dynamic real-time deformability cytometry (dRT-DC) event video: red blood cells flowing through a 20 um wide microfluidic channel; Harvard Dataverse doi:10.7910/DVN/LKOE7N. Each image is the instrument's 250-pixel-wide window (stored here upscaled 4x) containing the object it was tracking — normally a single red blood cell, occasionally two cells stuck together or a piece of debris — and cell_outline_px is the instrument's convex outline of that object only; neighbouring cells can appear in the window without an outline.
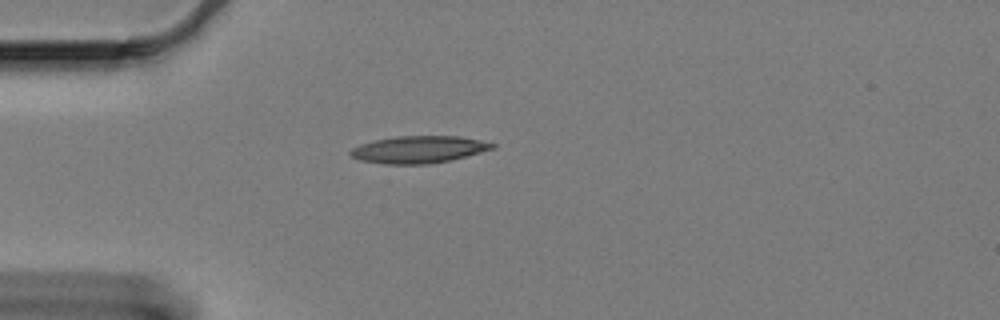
{"species": "Egyptian fruit bat (a non-hibernating species)", "species_latin": "Rousettus aegyptiacus", "temperature_condition": "cold", "stored_images_in_passage": 14, "camera_frame_rate_fps": 3000, "um_per_image_px": 0.085, "animal": {"sex": "female"}, "frame": {"image": 1, "passage_image": 1, "time_ms": 0.0, "image_size_px": [1000, 320], "cell_outline_px": [[496, 148], [452, 160], [428, 164], [384, 164], [360, 160], [352, 156], [348, 152], [352, 148], [360, 144], [376, 140], [396, 136], [460, 136], [480, 140], [496, 144]], "centroid_in_image_um": [35.61, 12.71], "position_along_channel_um": 49.4, "area_um2": 22.48}}
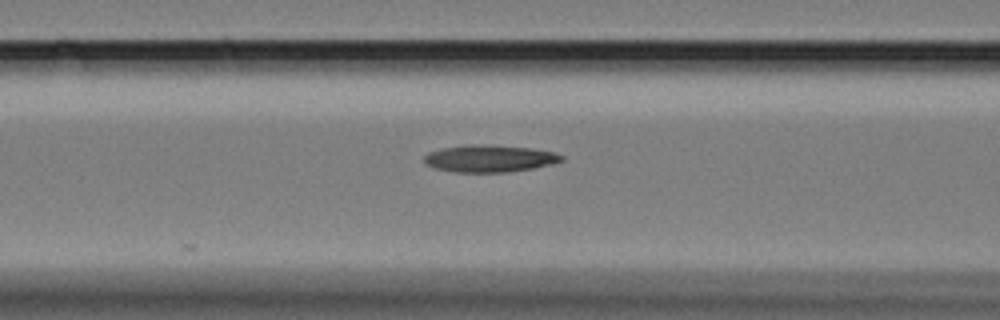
{"frame": {"image": 2, "passage_image": 9, "time_ms": 2.667, "image_size_px": [1000, 320], "cell_outline_px": [[564, 160], [552, 164], [532, 168], [508, 172], [452, 172], [436, 168], [428, 164], [424, 160], [424, 156], [428, 152], [444, 148], [472, 144], [528, 148], [552, 152], [564, 156]], "centroid_in_image_um": [41.61, 13.48], "position_along_channel_um": 125.0, "area_um2": 21.27}}
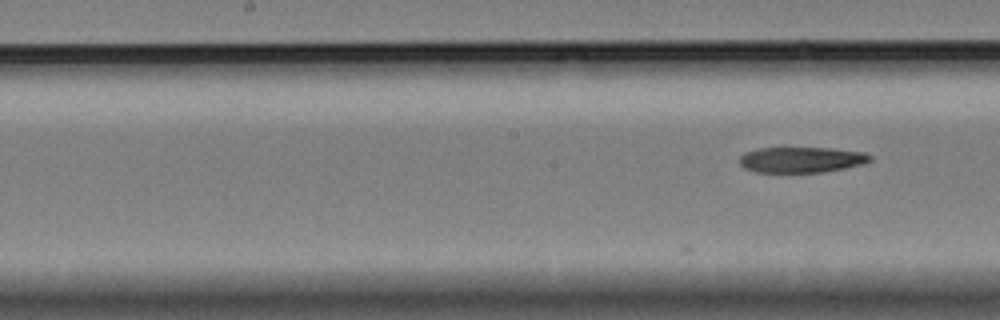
{"frame": {"image": 3, "passage_image": 14, "time_ms": 4.333, "image_size_px": [1000, 320], "cell_outline_px": [[872, 160], [864, 164], [824, 172], [756, 172], [744, 168], [740, 164], [740, 156], [744, 152], [756, 148], [784, 144], [832, 148], [864, 152], [872, 156]], "centroid_in_image_um": [68.08, 13.51], "position_along_channel_um": 180.1, "area_um2": 20.75}}